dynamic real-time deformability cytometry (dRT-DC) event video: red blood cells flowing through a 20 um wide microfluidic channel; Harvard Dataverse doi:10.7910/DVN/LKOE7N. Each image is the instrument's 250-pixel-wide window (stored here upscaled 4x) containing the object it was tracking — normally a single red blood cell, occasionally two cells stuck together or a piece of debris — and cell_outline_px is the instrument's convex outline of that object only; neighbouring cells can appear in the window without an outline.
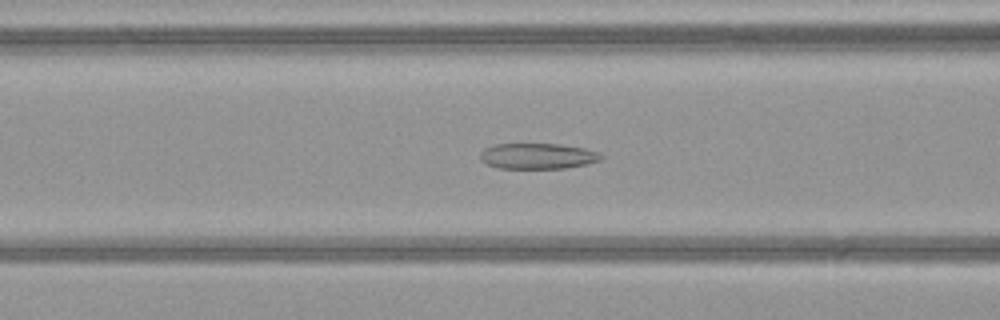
{"species": "common noctule bat (a hibernating species)", "species_latin": "Nyctalus noctula", "temperature_condition": "warm", "stored_images_in_passage": 49, "camera_frame_rate_fps": 3000, "um_per_image_px": 0.085, "animal": {"sex": "female", "body_mass_g": 21.9}, "frame": {"image": 1, "passage_image": 20, "time_ms": 6.333, "image_size_px": [1000, 320], "cell_outline_px": [[604, 156], [600, 160], [584, 164], [564, 168], [496, 168], [480, 160], [480, 152], [484, 148], [496, 144], [560, 144], [584, 148], [596, 152]], "centroid_in_image_um": [45.66, 13.26], "position_along_channel_um": 120.9, "area_um2": 17.98}}
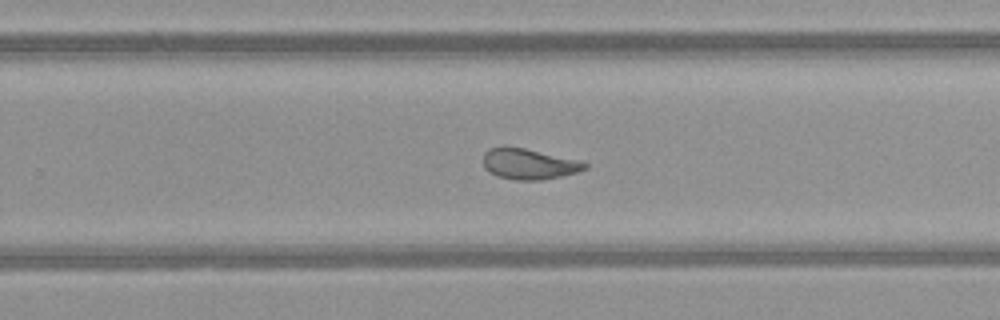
{"frame": {"image": 2, "passage_image": 32, "time_ms": 10.333, "image_size_px": [1000, 320], "cell_outline_px": [[588, 168], [576, 172], [560, 176], [540, 180], [516, 180], [496, 176], [488, 172], [484, 168], [484, 152], [488, 148], [504, 144], [524, 148], [580, 160], [588, 164]], "centroid_in_image_um": [44.91, 13.91], "position_along_channel_um": 284.9, "area_um2": 18.5}}
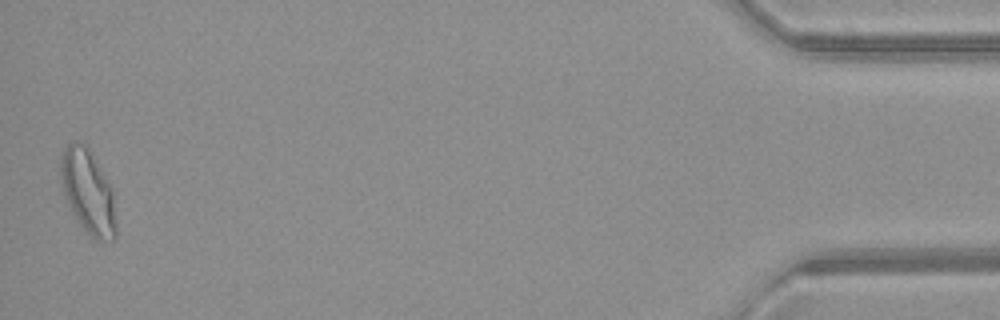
{"frame": {"image": 3, "passage_image": 49, "time_ms": 16.0, "image_size_px": [1000, 320], "cell_outline_px": [[116, 240], [100, 244], [92, 240], [80, 224], [72, 212], [64, 192], [60, 176], [60, 160], [64, 148], [72, 140], [76, 140], [84, 144], [88, 148], [112, 188], [116, 220]], "centroid_in_image_um": [7.5, 16.37], "position_along_channel_um": 427.7, "area_um2": 27.4}, "authors_computed_cell_mechanics": {"area_um2": 20.808, "velocity_mm_per_s": 4.1075, "shape_relaxation_time_tau1_ms": null, "shape_relaxation_time_tau2_ms": 2.1655, "deformation_change_tau1": null, "deformation_change_tau2": 0.1031}}